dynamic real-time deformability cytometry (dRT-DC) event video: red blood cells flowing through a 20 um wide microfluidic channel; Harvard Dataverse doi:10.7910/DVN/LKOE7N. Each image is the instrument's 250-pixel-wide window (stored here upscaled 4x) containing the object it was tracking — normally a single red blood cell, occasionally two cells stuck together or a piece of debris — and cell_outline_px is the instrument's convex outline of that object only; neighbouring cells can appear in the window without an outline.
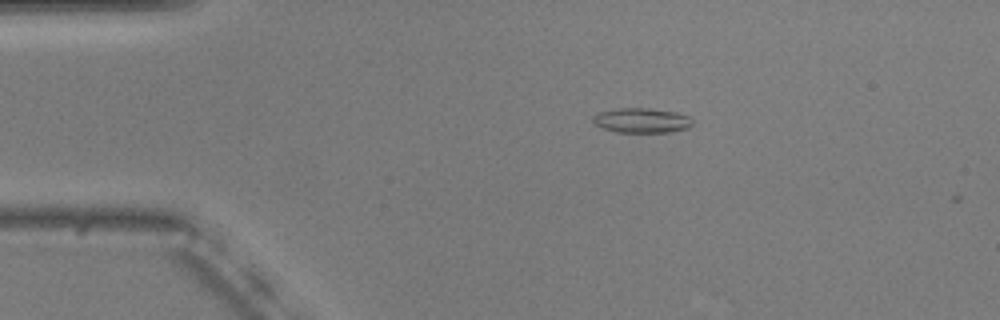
{"species": "common noctule bat (a hibernating species)", "species_latin": "Nyctalus noctula", "temperature_condition": "warm", "stored_images_in_passage": 5, "camera_frame_rate_fps": 3000, "um_per_image_px": 0.085, "animal": {"sex": "male", "body_mass_g": 20.5, "forearm_length_mm": 52.5}, "frame": {"image": 1, "passage_image": 1, "time_ms": 0.0, "image_size_px": [1000, 320], "cell_outline_px": [[692, 124], [688, 128], [672, 132], [616, 132], [604, 128], [596, 124], [592, 120], [592, 116], [600, 112], [620, 108], [648, 108], [676, 112], [688, 116], [692, 120]], "centroid_in_image_um": [54.56, 10.24], "position_along_channel_um": 30.4, "area_um2": 14.28}}